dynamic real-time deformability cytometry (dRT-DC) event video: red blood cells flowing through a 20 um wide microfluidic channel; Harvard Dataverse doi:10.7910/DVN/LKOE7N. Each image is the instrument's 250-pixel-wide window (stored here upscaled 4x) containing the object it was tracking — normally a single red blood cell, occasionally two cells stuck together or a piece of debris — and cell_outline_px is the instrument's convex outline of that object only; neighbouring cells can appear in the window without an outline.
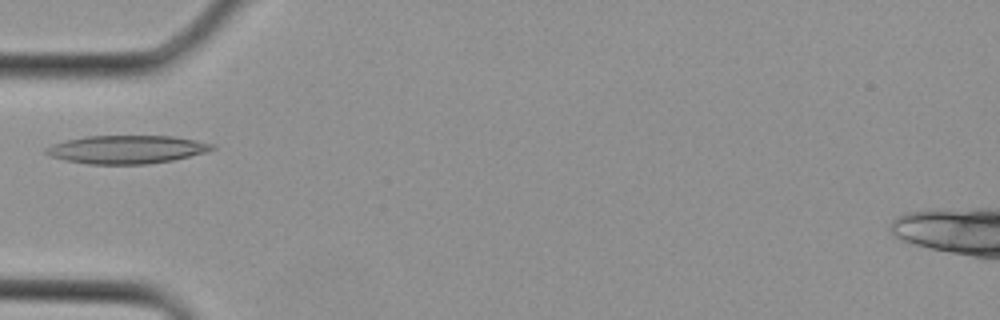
{"species": "Egyptian fruit bat (a non-hibernating species)", "species_latin": "Rousettus aegyptiacus", "temperature_condition": "cold", "stored_images_in_passage": 1, "camera_frame_rate_fps": 3000, "um_per_image_px": 0.085, "animal": {"sex": "female"}, "frame": {"image": 1, "passage_image": 1, "time_ms": 0.0, "image_size_px": [1000, 320], "cell_outline_px": [[216, 148], [204, 152], [172, 160], [148, 164], [88, 164], [64, 160], [48, 156], [44, 152], [44, 148], [52, 144], [68, 140], [88, 136], [172, 136], [216, 144]], "centroid_in_image_um": [10.73, 12.7], "position_along_channel_um": 74.3, "area_um2": 27.22}}